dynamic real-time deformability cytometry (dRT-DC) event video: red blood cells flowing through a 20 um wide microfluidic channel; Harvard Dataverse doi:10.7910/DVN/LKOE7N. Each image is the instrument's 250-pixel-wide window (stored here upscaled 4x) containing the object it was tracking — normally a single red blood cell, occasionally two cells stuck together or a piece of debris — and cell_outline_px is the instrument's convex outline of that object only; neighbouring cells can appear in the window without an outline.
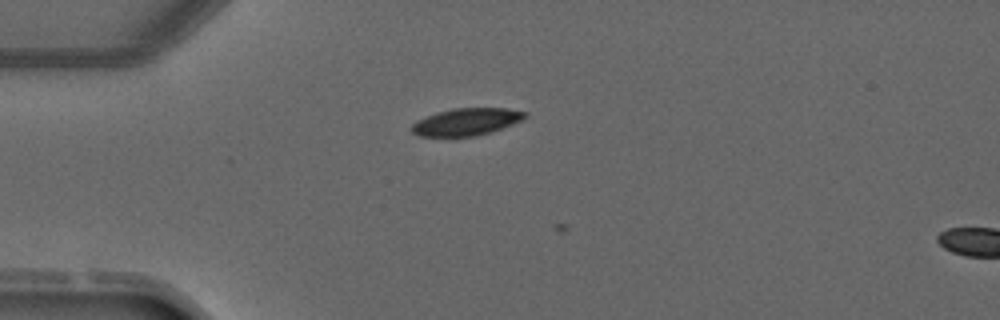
{"species": "common noctule bat (a hibernating species)", "species_latin": "Nyctalus noctula", "temperature_condition": "warm", "stored_images_in_passage": 4, "camera_frame_rate_fps": 3000, "um_per_image_px": 0.085, "animal": {"sex": "male", "forearm_length_mm": 52.5}, "frame": {"image": 1, "passage_image": 3, "time_ms": 2.667, "image_size_px": [1000, 320], "cell_outline_px": [[528, 116], [512, 124], [492, 132], [476, 136], [420, 136], [412, 132], [412, 124], [416, 120], [452, 108], [508, 108], [528, 112]], "centroid_in_image_um": [39.68, 10.35], "position_along_channel_um": 45.3, "area_um2": 17.86}}